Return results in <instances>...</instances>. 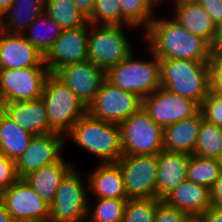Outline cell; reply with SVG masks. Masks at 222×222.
Masks as SVG:
<instances>
[{
	"mask_svg": "<svg viewBox=\"0 0 222 222\" xmlns=\"http://www.w3.org/2000/svg\"><path fill=\"white\" fill-rule=\"evenodd\" d=\"M143 33L145 44L159 60L207 62L213 51V47L205 39L187 32L171 16L168 18L155 16Z\"/></svg>",
	"mask_w": 222,
	"mask_h": 222,
	"instance_id": "cell-1",
	"label": "cell"
},
{
	"mask_svg": "<svg viewBox=\"0 0 222 222\" xmlns=\"http://www.w3.org/2000/svg\"><path fill=\"white\" fill-rule=\"evenodd\" d=\"M65 140L95 155L100 163L117 162L123 155L119 124L96 119L88 113L74 124Z\"/></svg>",
	"mask_w": 222,
	"mask_h": 222,
	"instance_id": "cell-2",
	"label": "cell"
},
{
	"mask_svg": "<svg viewBox=\"0 0 222 222\" xmlns=\"http://www.w3.org/2000/svg\"><path fill=\"white\" fill-rule=\"evenodd\" d=\"M159 63L161 87L200 106L210 91L207 62L162 59Z\"/></svg>",
	"mask_w": 222,
	"mask_h": 222,
	"instance_id": "cell-3",
	"label": "cell"
},
{
	"mask_svg": "<svg viewBox=\"0 0 222 222\" xmlns=\"http://www.w3.org/2000/svg\"><path fill=\"white\" fill-rule=\"evenodd\" d=\"M150 59L136 58L134 52L106 71V80L113 86L133 92L144 99L161 87L159 59L152 53ZM147 60V61H146Z\"/></svg>",
	"mask_w": 222,
	"mask_h": 222,
	"instance_id": "cell-4",
	"label": "cell"
},
{
	"mask_svg": "<svg viewBox=\"0 0 222 222\" xmlns=\"http://www.w3.org/2000/svg\"><path fill=\"white\" fill-rule=\"evenodd\" d=\"M50 127L66 135L87 113V107L54 73L47 77L41 96Z\"/></svg>",
	"mask_w": 222,
	"mask_h": 222,
	"instance_id": "cell-5",
	"label": "cell"
},
{
	"mask_svg": "<svg viewBox=\"0 0 222 222\" xmlns=\"http://www.w3.org/2000/svg\"><path fill=\"white\" fill-rule=\"evenodd\" d=\"M126 25H94L90 23L88 37V60L107 71L133 53L127 38Z\"/></svg>",
	"mask_w": 222,
	"mask_h": 222,
	"instance_id": "cell-6",
	"label": "cell"
},
{
	"mask_svg": "<svg viewBox=\"0 0 222 222\" xmlns=\"http://www.w3.org/2000/svg\"><path fill=\"white\" fill-rule=\"evenodd\" d=\"M119 126L123 155H157L164 150V128L143 107Z\"/></svg>",
	"mask_w": 222,
	"mask_h": 222,
	"instance_id": "cell-7",
	"label": "cell"
},
{
	"mask_svg": "<svg viewBox=\"0 0 222 222\" xmlns=\"http://www.w3.org/2000/svg\"><path fill=\"white\" fill-rule=\"evenodd\" d=\"M81 174L74 166L62 179L50 204L49 222H86L90 196L88 184H84L88 180L83 182Z\"/></svg>",
	"mask_w": 222,
	"mask_h": 222,
	"instance_id": "cell-8",
	"label": "cell"
},
{
	"mask_svg": "<svg viewBox=\"0 0 222 222\" xmlns=\"http://www.w3.org/2000/svg\"><path fill=\"white\" fill-rule=\"evenodd\" d=\"M142 107V98L113 86L105 80L93 101L87 107L92 117L120 124Z\"/></svg>",
	"mask_w": 222,
	"mask_h": 222,
	"instance_id": "cell-9",
	"label": "cell"
},
{
	"mask_svg": "<svg viewBox=\"0 0 222 222\" xmlns=\"http://www.w3.org/2000/svg\"><path fill=\"white\" fill-rule=\"evenodd\" d=\"M49 74L47 67L0 70V105L41 98Z\"/></svg>",
	"mask_w": 222,
	"mask_h": 222,
	"instance_id": "cell-10",
	"label": "cell"
},
{
	"mask_svg": "<svg viewBox=\"0 0 222 222\" xmlns=\"http://www.w3.org/2000/svg\"><path fill=\"white\" fill-rule=\"evenodd\" d=\"M117 163L128 199H157V155H122Z\"/></svg>",
	"mask_w": 222,
	"mask_h": 222,
	"instance_id": "cell-11",
	"label": "cell"
},
{
	"mask_svg": "<svg viewBox=\"0 0 222 222\" xmlns=\"http://www.w3.org/2000/svg\"><path fill=\"white\" fill-rule=\"evenodd\" d=\"M0 199L15 222H49L50 205L24 179L2 191Z\"/></svg>",
	"mask_w": 222,
	"mask_h": 222,
	"instance_id": "cell-12",
	"label": "cell"
},
{
	"mask_svg": "<svg viewBox=\"0 0 222 222\" xmlns=\"http://www.w3.org/2000/svg\"><path fill=\"white\" fill-rule=\"evenodd\" d=\"M142 107L162 128L192 117L200 109L193 100L172 93L164 87L142 99Z\"/></svg>",
	"mask_w": 222,
	"mask_h": 222,
	"instance_id": "cell-13",
	"label": "cell"
},
{
	"mask_svg": "<svg viewBox=\"0 0 222 222\" xmlns=\"http://www.w3.org/2000/svg\"><path fill=\"white\" fill-rule=\"evenodd\" d=\"M90 23L74 29L62 30L59 38L53 43L44 56V64L50 73L60 68L88 60V37Z\"/></svg>",
	"mask_w": 222,
	"mask_h": 222,
	"instance_id": "cell-14",
	"label": "cell"
},
{
	"mask_svg": "<svg viewBox=\"0 0 222 222\" xmlns=\"http://www.w3.org/2000/svg\"><path fill=\"white\" fill-rule=\"evenodd\" d=\"M65 135L57 132L36 135L29 146L15 161L19 179L44 166L58 162L65 146Z\"/></svg>",
	"mask_w": 222,
	"mask_h": 222,
	"instance_id": "cell-15",
	"label": "cell"
},
{
	"mask_svg": "<svg viewBox=\"0 0 222 222\" xmlns=\"http://www.w3.org/2000/svg\"><path fill=\"white\" fill-rule=\"evenodd\" d=\"M54 74L86 107L93 101L106 80V71L89 60L64 66Z\"/></svg>",
	"mask_w": 222,
	"mask_h": 222,
	"instance_id": "cell-16",
	"label": "cell"
},
{
	"mask_svg": "<svg viewBox=\"0 0 222 222\" xmlns=\"http://www.w3.org/2000/svg\"><path fill=\"white\" fill-rule=\"evenodd\" d=\"M27 67H47L44 64V55L24 34L0 30V70Z\"/></svg>",
	"mask_w": 222,
	"mask_h": 222,
	"instance_id": "cell-17",
	"label": "cell"
},
{
	"mask_svg": "<svg viewBox=\"0 0 222 222\" xmlns=\"http://www.w3.org/2000/svg\"><path fill=\"white\" fill-rule=\"evenodd\" d=\"M88 192L95 198L128 199L123 175L117 162L97 163L93 171L84 174Z\"/></svg>",
	"mask_w": 222,
	"mask_h": 222,
	"instance_id": "cell-18",
	"label": "cell"
},
{
	"mask_svg": "<svg viewBox=\"0 0 222 222\" xmlns=\"http://www.w3.org/2000/svg\"><path fill=\"white\" fill-rule=\"evenodd\" d=\"M0 108L9 115L17 125L23 127L34 136L55 132L48 122L42 98L4 103L0 105Z\"/></svg>",
	"mask_w": 222,
	"mask_h": 222,
	"instance_id": "cell-19",
	"label": "cell"
},
{
	"mask_svg": "<svg viewBox=\"0 0 222 222\" xmlns=\"http://www.w3.org/2000/svg\"><path fill=\"white\" fill-rule=\"evenodd\" d=\"M189 154L162 150L157 154V199L164 200L179 184L187 180Z\"/></svg>",
	"mask_w": 222,
	"mask_h": 222,
	"instance_id": "cell-20",
	"label": "cell"
},
{
	"mask_svg": "<svg viewBox=\"0 0 222 222\" xmlns=\"http://www.w3.org/2000/svg\"><path fill=\"white\" fill-rule=\"evenodd\" d=\"M164 201L192 218H199L212 205L210 188L188 180L179 184Z\"/></svg>",
	"mask_w": 222,
	"mask_h": 222,
	"instance_id": "cell-21",
	"label": "cell"
},
{
	"mask_svg": "<svg viewBox=\"0 0 222 222\" xmlns=\"http://www.w3.org/2000/svg\"><path fill=\"white\" fill-rule=\"evenodd\" d=\"M62 157L58 162L27 174L23 179L47 203L51 204L62 179L75 166Z\"/></svg>",
	"mask_w": 222,
	"mask_h": 222,
	"instance_id": "cell-22",
	"label": "cell"
},
{
	"mask_svg": "<svg viewBox=\"0 0 222 222\" xmlns=\"http://www.w3.org/2000/svg\"><path fill=\"white\" fill-rule=\"evenodd\" d=\"M172 9L174 10L172 17L180 23L187 32L205 39L213 47L218 26L199 3L173 6Z\"/></svg>",
	"mask_w": 222,
	"mask_h": 222,
	"instance_id": "cell-23",
	"label": "cell"
},
{
	"mask_svg": "<svg viewBox=\"0 0 222 222\" xmlns=\"http://www.w3.org/2000/svg\"><path fill=\"white\" fill-rule=\"evenodd\" d=\"M202 120L199 110L194 116L165 127L164 150L193 154Z\"/></svg>",
	"mask_w": 222,
	"mask_h": 222,
	"instance_id": "cell-24",
	"label": "cell"
},
{
	"mask_svg": "<svg viewBox=\"0 0 222 222\" xmlns=\"http://www.w3.org/2000/svg\"><path fill=\"white\" fill-rule=\"evenodd\" d=\"M45 2L46 0H14L2 14L0 30L23 34L44 13Z\"/></svg>",
	"mask_w": 222,
	"mask_h": 222,
	"instance_id": "cell-25",
	"label": "cell"
},
{
	"mask_svg": "<svg viewBox=\"0 0 222 222\" xmlns=\"http://www.w3.org/2000/svg\"><path fill=\"white\" fill-rule=\"evenodd\" d=\"M33 137V134L17 125L0 108V154L16 161L29 146Z\"/></svg>",
	"mask_w": 222,
	"mask_h": 222,
	"instance_id": "cell-26",
	"label": "cell"
},
{
	"mask_svg": "<svg viewBox=\"0 0 222 222\" xmlns=\"http://www.w3.org/2000/svg\"><path fill=\"white\" fill-rule=\"evenodd\" d=\"M45 29H47V31ZM43 30L44 33H42ZM61 32V27L43 13L35 19L23 34L26 39L45 56L53 43L59 38Z\"/></svg>",
	"mask_w": 222,
	"mask_h": 222,
	"instance_id": "cell-27",
	"label": "cell"
},
{
	"mask_svg": "<svg viewBox=\"0 0 222 222\" xmlns=\"http://www.w3.org/2000/svg\"><path fill=\"white\" fill-rule=\"evenodd\" d=\"M121 5L122 25L143 29L145 32L155 18V0H119Z\"/></svg>",
	"mask_w": 222,
	"mask_h": 222,
	"instance_id": "cell-28",
	"label": "cell"
},
{
	"mask_svg": "<svg viewBox=\"0 0 222 222\" xmlns=\"http://www.w3.org/2000/svg\"><path fill=\"white\" fill-rule=\"evenodd\" d=\"M44 13L62 30L74 29L88 22L72 0H46Z\"/></svg>",
	"mask_w": 222,
	"mask_h": 222,
	"instance_id": "cell-29",
	"label": "cell"
},
{
	"mask_svg": "<svg viewBox=\"0 0 222 222\" xmlns=\"http://www.w3.org/2000/svg\"><path fill=\"white\" fill-rule=\"evenodd\" d=\"M221 172L218 159L205 158L191 154L187 164V180L195 184L212 188Z\"/></svg>",
	"mask_w": 222,
	"mask_h": 222,
	"instance_id": "cell-30",
	"label": "cell"
},
{
	"mask_svg": "<svg viewBox=\"0 0 222 222\" xmlns=\"http://www.w3.org/2000/svg\"><path fill=\"white\" fill-rule=\"evenodd\" d=\"M193 155L219 160L222 157V127L203 119Z\"/></svg>",
	"mask_w": 222,
	"mask_h": 222,
	"instance_id": "cell-31",
	"label": "cell"
},
{
	"mask_svg": "<svg viewBox=\"0 0 222 222\" xmlns=\"http://www.w3.org/2000/svg\"><path fill=\"white\" fill-rule=\"evenodd\" d=\"M91 207L88 202L86 222H122L127 199L96 198ZM98 201V202H97ZM93 209V210H92Z\"/></svg>",
	"mask_w": 222,
	"mask_h": 222,
	"instance_id": "cell-32",
	"label": "cell"
},
{
	"mask_svg": "<svg viewBox=\"0 0 222 222\" xmlns=\"http://www.w3.org/2000/svg\"><path fill=\"white\" fill-rule=\"evenodd\" d=\"M160 201L152 198L127 199L122 222H154Z\"/></svg>",
	"mask_w": 222,
	"mask_h": 222,
	"instance_id": "cell-33",
	"label": "cell"
},
{
	"mask_svg": "<svg viewBox=\"0 0 222 222\" xmlns=\"http://www.w3.org/2000/svg\"><path fill=\"white\" fill-rule=\"evenodd\" d=\"M88 22L94 25H122L119 0H95L93 15Z\"/></svg>",
	"mask_w": 222,
	"mask_h": 222,
	"instance_id": "cell-34",
	"label": "cell"
},
{
	"mask_svg": "<svg viewBox=\"0 0 222 222\" xmlns=\"http://www.w3.org/2000/svg\"><path fill=\"white\" fill-rule=\"evenodd\" d=\"M199 110L205 121L222 127V96L209 91Z\"/></svg>",
	"mask_w": 222,
	"mask_h": 222,
	"instance_id": "cell-35",
	"label": "cell"
},
{
	"mask_svg": "<svg viewBox=\"0 0 222 222\" xmlns=\"http://www.w3.org/2000/svg\"><path fill=\"white\" fill-rule=\"evenodd\" d=\"M210 91L222 96V52L213 50L207 61Z\"/></svg>",
	"mask_w": 222,
	"mask_h": 222,
	"instance_id": "cell-36",
	"label": "cell"
},
{
	"mask_svg": "<svg viewBox=\"0 0 222 222\" xmlns=\"http://www.w3.org/2000/svg\"><path fill=\"white\" fill-rule=\"evenodd\" d=\"M193 218L175 207L161 200L157 205L154 222H191Z\"/></svg>",
	"mask_w": 222,
	"mask_h": 222,
	"instance_id": "cell-37",
	"label": "cell"
},
{
	"mask_svg": "<svg viewBox=\"0 0 222 222\" xmlns=\"http://www.w3.org/2000/svg\"><path fill=\"white\" fill-rule=\"evenodd\" d=\"M19 179L15 161L0 154V193Z\"/></svg>",
	"mask_w": 222,
	"mask_h": 222,
	"instance_id": "cell-38",
	"label": "cell"
},
{
	"mask_svg": "<svg viewBox=\"0 0 222 222\" xmlns=\"http://www.w3.org/2000/svg\"><path fill=\"white\" fill-rule=\"evenodd\" d=\"M198 3L206 10L217 26L222 23V0H199Z\"/></svg>",
	"mask_w": 222,
	"mask_h": 222,
	"instance_id": "cell-39",
	"label": "cell"
},
{
	"mask_svg": "<svg viewBox=\"0 0 222 222\" xmlns=\"http://www.w3.org/2000/svg\"><path fill=\"white\" fill-rule=\"evenodd\" d=\"M212 206L222 208V172L210 189Z\"/></svg>",
	"mask_w": 222,
	"mask_h": 222,
	"instance_id": "cell-40",
	"label": "cell"
},
{
	"mask_svg": "<svg viewBox=\"0 0 222 222\" xmlns=\"http://www.w3.org/2000/svg\"><path fill=\"white\" fill-rule=\"evenodd\" d=\"M198 219L200 222H222V208L211 205Z\"/></svg>",
	"mask_w": 222,
	"mask_h": 222,
	"instance_id": "cell-41",
	"label": "cell"
},
{
	"mask_svg": "<svg viewBox=\"0 0 222 222\" xmlns=\"http://www.w3.org/2000/svg\"><path fill=\"white\" fill-rule=\"evenodd\" d=\"M72 1L87 20L93 15L95 0H72Z\"/></svg>",
	"mask_w": 222,
	"mask_h": 222,
	"instance_id": "cell-42",
	"label": "cell"
},
{
	"mask_svg": "<svg viewBox=\"0 0 222 222\" xmlns=\"http://www.w3.org/2000/svg\"><path fill=\"white\" fill-rule=\"evenodd\" d=\"M0 222H15L11 215L6 211L4 203L0 199Z\"/></svg>",
	"mask_w": 222,
	"mask_h": 222,
	"instance_id": "cell-43",
	"label": "cell"
},
{
	"mask_svg": "<svg viewBox=\"0 0 222 222\" xmlns=\"http://www.w3.org/2000/svg\"><path fill=\"white\" fill-rule=\"evenodd\" d=\"M213 50L222 52V23L218 26L217 36L213 44Z\"/></svg>",
	"mask_w": 222,
	"mask_h": 222,
	"instance_id": "cell-44",
	"label": "cell"
},
{
	"mask_svg": "<svg viewBox=\"0 0 222 222\" xmlns=\"http://www.w3.org/2000/svg\"><path fill=\"white\" fill-rule=\"evenodd\" d=\"M14 0H0V13L3 14L13 4Z\"/></svg>",
	"mask_w": 222,
	"mask_h": 222,
	"instance_id": "cell-45",
	"label": "cell"
},
{
	"mask_svg": "<svg viewBox=\"0 0 222 222\" xmlns=\"http://www.w3.org/2000/svg\"><path fill=\"white\" fill-rule=\"evenodd\" d=\"M173 6H179V5H184V4H189V3H198L199 0H169Z\"/></svg>",
	"mask_w": 222,
	"mask_h": 222,
	"instance_id": "cell-46",
	"label": "cell"
},
{
	"mask_svg": "<svg viewBox=\"0 0 222 222\" xmlns=\"http://www.w3.org/2000/svg\"><path fill=\"white\" fill-rule=\"evenodd\" d=\"M191 222H200L198 218H193Z\"/></svg>",
	"mask_w": 222,
	"mask_h": 222,
	"instance_id": "cell-47",
	"label": "cell"
},
{
	"mask_svg": "<svg viewBox=\"0 0 222 222\" xmlns=\"http://www.w3.org/2000/svg\"><path fill=\"white\" fill-rule=\"evenodd\" d=\"M220 161V168H221V172H222V157L219 159Z\"/></svg>",
	"mask_w": 222,
	"mask_h": 222,
	"instance_id": "cell-48",
	"label": "cell"
},
{
	"mask_svg": "<svg viewBox=\"0 0 222 222\" xmlns=\"http://www.w3.org/2000/svg\"><path fill=\"white\" fill-rule=\"evenodd\" d=\"M155 1H156L157 3H159V4H160V3L162 4L164 0H155ZM166 1H167V0H166Z\"/></svg>",
	"mask_w": 222,
	"mask_h": 222,
	"instance_id": "cell-49",
	"label": "cell"
}]
</instances>
